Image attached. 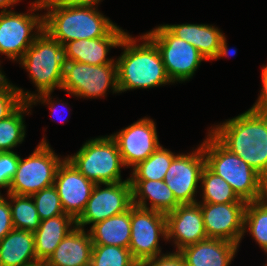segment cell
<instances>
[{
    "label": "cell",
    "mask_w": 267,
    "mask_h": 266,
    "mask_svg": "<svg viewBox=\"0 0 267 266\" xmlns=\"http://www.w3.org/2000/svg\"><path fill=\"white\" fill-rule=\"evenodd\" d=\"M111 137L118 145L125 167H135L160 146L155 122L146 117L111 134Z\"/></svg>",
    "instance_id": "obj_15"
},
{
    "label": "cell",
    "mask_w": 267,
    "mask_h": 266,
    "mask_svg": "<svg viewBox=\"0 0 267 266\" xmlns=\"http://www.w3.org/2000/svg\"><path fill=\"white\" fill-rule=\"evenodd\" d=\"M174 36L193 45L206 59L214 60L223 33L213 25L175 24L164 25Z\"/></svg>",
    "instance_id": "obj_24"
},
{
    "label": "cell",
    "mask_w": 267,
    "mask_h": 266,
    "mask_svg": "<svg viewBox=\"0 0 267 266\" xmlns=\"http://www.w3.org/2000/svg\"><path fill=\"white\" fill-rule=\"evenodd\" d=\"M208 134L202 143L205 165L228 182L240 199L246 202L264 199L267 196V181L210 132Z\"/></svg>",
    "instance_id": "obj_4"
},
{
    "label": "cell",
    "mask_w": 267,
    "mask_h": 266,
    "mask_svg": "<svg viewBox=\"0 0 267 266\" xmlns=\"http://www.w3.org/2000/svg\"><path fill=\"white\" fill-rule=\"evenodd\" d=\"M19 62L29 72L38 91L37 94H31L17 87L24 102H29L36 95L52 92L55 88L61 89L65 63L63 45L46 31L38 34Z\"/></svg>",
    "instance_id": "obj_5"
},
{
    "label": "cell",
    "mask_w": 267,
    "mask_h": 266,
    "mask_svg": "<svg viewBox=\"0 0 267 266\" xmlns=\"http://www.w3.org/2000/svg\"><path fill=\"white\" fill-rule=\"evenodd\" d=\"M31 4L29 11H48L43 15V29L62 45L72 40L105 37L117 26L97 7H42L41 0Z\"/></svg>",
    "instance_id": "obj_3"
},
{
    "label": "cell",
    "mask_w": 267,
    "mask_h": 266,
    "mask_svg": "<svg viewBox=\"0 0 267 266\" xmlns=\"http://www.w3.org/2000/svg\"><path fill=\"white\" fill-rule=\"evenodd\" d=\"M101 0H41L42 7H94Z\"/></svg>",
    "instance_id": "obj_37"
},
{
    "label": "cell",
    "mask_w": 267,
    "mask_h": 266,
    "mask_svg": "<svg viewBox=\"0 0 267 266\" xmlns=\"http://www.w3.org/2000/svg\"><path fill=\"white\" fill-rule=\"evenodd\" d=\"M62 161L43 138L29 157L19 158L17 171L7 193L32 196L53 186L57 168Z\"/></svg>",
    "instance_id": "obj_7"
},
{
    "label": "cell",
    "mask_w": 267,
    "mask_h": 266,
    "mask_svg": "<svg viewBox=\"0 0 267 266\" xmlns=\"http://www.w3.org/2000/svg\"><path fill=\"white\" fill-rule=\"evenodd\" d=\"M93 245H114L129 248L131 237V208L91 225Z\"/></svg>",
    "instance_id": "obj_25"
},
{
    "label": "cell",
    "mask_w": 267,
    "mask_h": 266,
    "mask_svg": "<svg viewBox=\"0 0 267 266\" xmlns=\"http://www.w3.org/2000/svg\"><path fill=\"white\" fill-rule=\"evenodd\" d=\"M13 228L9 201H7L0 193V241Z\"/></svg>",
    "instance_id": "obj_36"
},
{
    "label": "cell",
    "mask_w": 267,
    "mask_h": 266,
    "mask_svg": "<svg viewBox=\"0 0 267 266\" xmlns=\"http://www.w3.org/2000/svg\"><path fill=\"white\" fill-rule=\"evenodd\" d=\"M19 1L21 0H0L1 12L7 11L8 7L15 5V3H18Z\"/></svg>",
    "instance_id": "obj_41"
},
{
    "label": "cell",
    "mask_w": 267,
    "mask_h": 266,
    "mask_svg": "<svg viewBox=\"0 0 267 266\" xmlns=\"http://www.w3.org/2000/svg\"><path fill=\"white\" fill-rule=\"evenodd\" d=\"M119 93L117 64L91 65L65 61L61 89L77 97L106 96L108 88Z\"/></svg>",
    "instance_id": "obj_8"
},
{
    "label": "cell",
    "mask_w": 267,
    "mask_h": 266,
    "mask_svg": "<svg viewBox=\"0 0 267 266\" xmlns=\"http://www.w3.org/2000/svg\"><path fill=\"white\" fill-rule=\"evenodd\" d=\"M209 132L267 181V115L249 109Z\"/></svg>",
    "instance_id": "obj_1"
},
{
    "label": "cell",
    "mask_w": 267,
    "mask_h": 266,
    "mask_svg": "<svg viewBox=\"0 0 267 266\" xmlns=\"http://www.w3.org/2000/svg\"><path fill=\"white\" fill-rule=\"evenodd\" d=\"M37 261L34 232L13 228L0 241V266H26Z\"/></svg>",
    "instance_id": "obj_23"
},
{
    "label": "cell",
    "mask_w": 267,
    "mask_h": 266,
    "mask_svg": "<svg viewBox=\"0 0 267 266\" xmlns=\"http://www.w3.org/2000/svg\"><path fill=\"white\" fill-rule=\"evenodd\" d=\"M146 35L158 47L172 83L191 79L200 63L206 61L193 45L174 36L164 25L150 30Z\"/></svg>",
    "instance_id": "obj_9"
},
{
    "label": "cell",
    "mask_w": 267,
    "mask_h": 266,
    "mask_svg": "<svg viewBox=\"0 0 267 266\" xmlns=\"http://www.w3.org/2000/svg\"><path fill=\"white\" fill-rule=\"evenodd\" d=\"M140 39L143 43L136 44L137 40L126 33L118 46L124 49L116 60L120 93L171 83L156 44L146 34Z\"/></svg>",
    "instance_id": "obj_2"
},
{
    "label": "cell",
    "mask_w": 267,
    "mask_h": 266,
    "mask_svg": "<svg viewBox=\"0 0 267 266\" xmlns=\"http://www.w3.org/2000/svg\"><path fill=\"white\" fill-rule=\"evenodd\" d=\"M26 266H45V263L37 261L35 263L29 264Z\"/></svg>",
    "instance_id": "obj_43"
},
{
    "label": "cell",
    "mask_w": 267,
    "mask_h": 266,
    "mask_svg": "<svg viewBox=\"0 0 267 266\" xmlns=\"http://www.w3.org/2000/svg\"><path fill=\"white\" fill-rule=\"evenodd\" d=\"M204 166L202 144L190 154H177L173 158L164 181L180 204L197 203L195 194Z\"/></svg>",
    "instance_id": "obj_13"
},
{
    "label": "cell",
    "mask_w": 267,
    "mask_h": 266,
    "mask_svg": "<svg viewBox=\"0 0 267 266\" xmlns=\"http://www.w3.org/2000/svg\"><path fill=\"white\" fill-rule=\"evenodd\" d=\"M175 156L173 152L160 145L147 159L133 167L129 180H164Z\"/></svg>",
    "instance_id": "obj_27"
},
{
    "label": "cell",
    "mask_w": 267,
    "mask_h": 266,
    "mask_svg": "<svg viewBox=\"0 0 267 266\" xmlns=\"http://www.w3.org/2000/svg\"><path fill=\"white\" fill-rule=\"evenodd\" d=\"M65 158L95 184L123 182L120 172L125 165L111 135L88 140L77 153Z\"/></svg>",
    "instance_id": "obj_6"
},
{
    "label": "cell",
    "mask_w": 267,
    "mask_h": 266,
    "mask_svg": "<svg viewBox=\"0 0 267 266\" xmlns=\"http://www.w3.org/2000/svg\"><path fill=\"white\" fill-rule=\"evenodd\" d=\"M167 241L174 239L176 251L207 239L202 210L198 203L180 204L165 214Z\"/></svg>",
    "instance_id": "obj_17"
},
{
    "label": "cell",
    "mask_w": 267,
    "mask_h": 266,
    "mask_svg": "<svg viewBox=\"0 0 267 266\" xmlns=\"http://www.w3.org/2000/svg\"><path fill=\"white\" fill-rule=\"evenodd\" d=\"M100 185H105L100 189ZM133 206L132 186L129 178L123 182L96 184L87 205L76 220V226L84 229L87 224L121 214Z\"/></svg>",
    "instance_id": "obj_12"
},
{
    "label": "cell",
    "mask_w": 267,
    "mask_h": 266,
    "mask_svg": "<svg viewBox=\"0 0 267 266\" xmlns=\"http://www.w3.org/2000/svg\"><path fill=\"white\" fill-rule=\"evenodd\" d=\"M243 228V233L248 228L256 243L267 253V196L259 201L247 202Z\"/></svg>",
    "instance_id": "obj_29"
},
{
    "label": "cell",
    "mask_w": 267,
    "mask_h": 266,
    "mask_svg": "<svg viewBox=\"0 0 267 266\" xmlns=\"http://www.w3.org/2000/svg\"><path fill=\"white\" fill-rule=\"evenodd\" d=\"M23 102L17 87L7 82L0 88V120L11 115Z\"/></svg>",
    "instance_id": "obj_33"
},
{
    "label": "cell",
    "mask_w": 267,
    "mask_h": 266,
    "mask_svg": "<svg viewBox=\"0 0 267 266\" xmlns=\"http://www.w3.org/2000/svg\"><path fill=\"white\" fill-rule=\"evenodd\" d=\"M51 93H52V92H45V93L36 95L35 97H33V98L29 101V103H30L31 105H32V104L35 105L36 102L39 101V102H42V104H43V103H45V104H49V105H50L49 110H51V111L54 112L55 108H56V109H58V108H57L55 102H53V101L51 100V99H52V97L50 96ZM53 108H54V109H53ZM54 113H55V112H54Z\"/></svg>",
    "instance_id": "obj_39"
},
{
    "label": "cell",
    "mask_w": 267,
    "mask_h": 266,
    "mask_svg": "<svg viewBox=\"0 0 267 266\" xmlns=\"http://www.w3.org/2000/svg\"><path fill=\"white\" fill-rule=\"evenodd\" d=\"M159 236L167 241L165 214L133 205L129 250L138 263L161 255Z\"/></svg>",
    "instance_id": "obj_10"
},
{
    "label": "cell",
    "mask_w": 267,
    "mask_h": 266,
    "mask_svg": "<svg viewBox=\"0 0 267 266\" xmlns=\"http://www.w3.org/2000/svg\"><path fill=\"white\" fill-rule=\"evenodd\" d=\"M13 227L30 232H35L40 226L41 219L31 196L15 195L7 193ZM12 203L14 205H12Z\"/></svg>",
    "instance_id": "obj_30"
},
{
    "label": "cell",
    "mask_w": 267,
    "mask_h": 266,
    "mask_svg": "<svg viewBox=\"0 0 267 266\" xmlns=\"http://www.w3.org/2000/svg\"><path fill=\"white\" fill-rule=\"evenodd\" d=\"M33 30H37L35 35ZM42 30L43 15L14 10L0 12V54L19 61Z\"/></svg>",
    "instance_id": "obj_11"
},
{
    "label": "cell",
    "mask_w": 267,
    "mask_h": 266,
    "mask_svg": "<svg viewBox=\"0 0 267 266\" xmlns=\"http://www.w3.org/2000/svg\"><path fill=\"white\" fill-rule=\"evenodd\" d=\"M262 91L255 104L250 108L253 111L267 115V65L262 68Z\"/></svg>",
    "instance_id": "obj_38"
},
{
    "label": "cell",
    "mask_w": 267,
    "mask_h": 266,
    "mask_svg": "<svg viewBox=\"0 0 267 266\" xmlns=\"http://www.w3.org/2000/svg\"><path fill=\"white\" fill-rule=\"evenodd\" d=\"M31 197L41 221L65 213L54 185L38 191Z\"/></svg>",
    "instance_id": "obj_32"
},
{
    "label": "cell",
    "mask_w": 267,
    "mask_h": 266,
    "mask_svg": "<svg viewBox=\"0 0 267 266\" xmlns=\"http://www.w3.org/2000/svg\"><path fill=\"white\" fill-rule=\"evenodd\" d=\"M238 247L233 242L207 238L186 246L179 252L187 266H229Z\"/></svg>",
    "instance_id": "obj_20"
},
{
    "label": "cell",
    "mask_w": 267,
    "mask_h": 266,
    "mask_svg": "<svg viewBox=\"0 0 267 266\" xmlns=\"http://www.w3.org/2000/svg\"><path fill=\"white\" fill-rule=\"evenodd\" d=\"M7 82H8V79L0 70V88H2Z\"/></svg>",
    "instance_id": "obj_42"
},
{
    "label": "cell",
    "mask_w": 267,
    "mask_h": 266,
    "mask_svg": "<svg viewBox=\"0 0 267 266\" xmlns=\"http://www.w3.org/2000/svg\"><path fill=\"white\" fill-rule=\"evenodd\" d=\"M75 227L76 220L65 213L42 220L40 226L34 232L37 260L45 263L62 239Z\"/></svg>",
    "instance_id": "obj_21"
},
{
    "label": "cell",
    "mask_w": 267,
    "mask_h": 266,
    "mask_svg": "<svg viewBox=\"0 0 267 266\" xmlns=\"http://www.w3.org/2000/svg\"><path fill=\"white\" fill-rule=\"evenodd\" d=\"M20 156L14 151L0 152V188L10 187L17 171Z\"/></svg>",
    "instance_id": "obj_34"
},
{
    "label": "cell",
    "mask_w": 267,
    "mask_h": 266,
    "mask_svg": "<svg viewBox=\"0 0 267 266\" xmlns=\"http://www.w3.org/2000/svg\"><path fill=\"white\" fill-rule=\"evenodd\" d=\"M53 185L59 194L65 214L77 220L83 213L96 184L64 158L57 168Z\"/></svg>",
    "instance_id": "obj_16"
},
{
    "label": "cell",
    "mask_w": 267,
    "mask_h": 266,
    "mask_svg": "<svg viewBox=\"0 0 267 266\" xmlns=\"http://www.w3.org/2000/svg\"><path fill=\"white\" fill-rule=\"evenodd\" d=\"M200 182L203 192L201 203L246 202L237 196L228 182L211 171L206 165L202 169Z\"/></svg>",
    "instance_id": "obj_26"
},
{
    "label": "cell",
    "mask_w": 267,
    "mask_h": 266,
    "mask_svg": "<svg viewBox=\"0 0 267 266\" xmlns=\"http://www.w3.org/2000/svg\"><path fill=\"white\" fill-rule=\"evenodd\" d=\"M133 205L167 214L180 203L164 180H130ZM150 200V207L146 200Z\"/></svg>",
    "instance_id": "obj_22"
},
{
    "label": "cell",
    "mask_w": 267,
    "mask_h": 266,
    "mask_svg": "<svg viewBox=\"0 0 267 266\" xmlns=\"http://www.w3.org/2000/svg\"><path fill=\"white\" fill-rule=\"evenodd\" d=\"M226 37L223 35L219 44V48L218 51L214 57L215 60H217L218 58H223L226 57L228 55H234L236 54V50L234 49H228L227 46V42H226Z\"/></svg>",
    "instance_id": "obj_40"
},
{
    "label": "cell",
    "mask_w": 267,
    "mask_h": 266,
    "mask_svg": "<svg viewBox=\"0 0 267 266\" xmlns=\"http://www.w3.org/2000/svg\"><path fill=\"white\" fill-rule=\"evenodd\" d=\"M31 106L29 102H23L11 115L0 120V152H11L24 141L26 127L23 114Z\"/></svg>",
    "instance_id": "obj_28"
},
{
    "label": "cell",
    "mask_w": 267,
    "mask_h": 266,
    "mask_svg": "<svg viewBox=\"0 0 267 266\" xmlns=\"http://www.w3.org/2000/svg\"><path fill=\"white\" fill-rule=\"evenodd\" d=\"M93 242L89 231L76 226L45 262V266H90Z\"/></svg>",
    "instance_id": "obj_19"
},
{
    "label": "cell",
    "mask_w": 267,
    "mask_h": 266,
    "mask_svg": "<svg viewBox=\"0 0 267 266\" xmlns=\"http://www.w3.org/2000/svg\"><path fill=\"white\" fill-rule=\"evenodd\" d=\"M197 203L202 210L207 237L239 245L244 236L243 224L247 202Z\"/></svg>",
    "instance_id": "obj_14"
},
{
    "label": "cell",
    "mask_w": 267,
    "mask_h": 266,
    "mask_svg": "<svg viewBox=\"0 0 267 266\" xmlns=\"http://www.w3.org/2000/svg\"><path fill=\"white\" fill-rule=\"evenodd\" d=\"M139 266H187V264L183 255L175 251L144 260L139 263Z\"/></svg>",
    "instance_id": "obj_35"
},
{
    "label": "cell",
    "mask_w": 267,
    "mask_h": 266,
    "mask_svg": "<svg viewBox=\"0 0 267 266\" xmlns=\"http://www.w3.org/2000/svg\"><path fill=\"white\" fill-rule=\"evenodd\" d=\"M125 35L126 32L116 26L105 37L69 41L63 45L65 61L91 65L116 64L114 59H108L106 56L110 47L117 48Z\"/></svg>",
    "instance_id": "obj_18"
},
{
    "label": "cell",
    "mask_w": 267,
    "mask_h": 266,
    "mask_svg": "<svg viewBox=\"0 0 267 266\" xmlns=\"http://www.w3.org/2000/svg\"><path fill=\"white\" fill-rule=\"evenodd\" d=\"M90 266H139L129 248L93 245Z\"/></svg>",
    "instance_id": "obj_31"
}]
</instances>
